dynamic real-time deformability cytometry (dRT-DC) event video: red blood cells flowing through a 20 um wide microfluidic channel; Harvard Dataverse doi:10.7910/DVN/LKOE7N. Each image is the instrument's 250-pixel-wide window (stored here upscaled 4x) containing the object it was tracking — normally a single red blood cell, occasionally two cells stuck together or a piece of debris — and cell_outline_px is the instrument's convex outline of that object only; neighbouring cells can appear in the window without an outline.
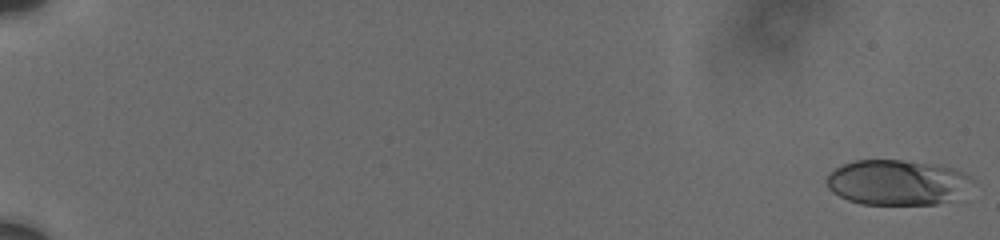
{"species": "human", "species_latin": "Homo sapiens", "temperature_condition": "cold", "stored_images_in_passage": 53, "camera_frame_rate_fps": 3000, "um_per_image_px": 0.085, "donor": {"sex": "male"}, "frame": {"image": 1, "passage_image": 1, "time_ms": 0.0, "image_size_px": [1000, 240], "cell_outline_px": [[972, 180], [944, 200], [936, 204], [860, 204], [848, 200], [832, 192], [828, 188], [824, 180], [828, 172], [852, 160], [900, 160], [940, 164], [964, 172]], "centroid_in_image_um": [76.07, 15.47], "position_along_channel_um": 8.9, "area_um2": 37.63}}
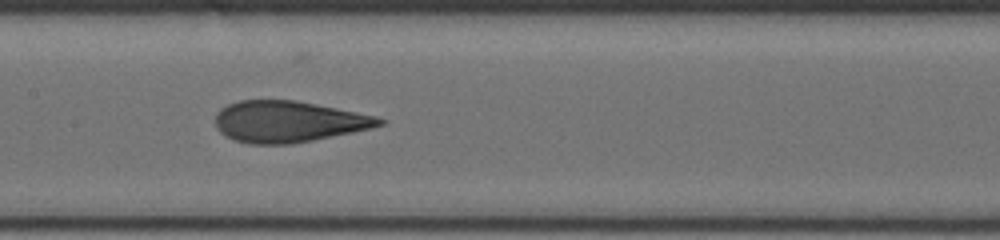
{"frame": {"image": 2, "passage_image": 30, "time_ms": 10.333, "image_size_px": [1000, 240], "cell_outline_px": [[388, 120], [384, 124], [372, 128], [292, 144], [248, 144], [232, 140], [224, 136], [216, 128], [216, 112], [220, 108], [228, 104], [240, 100], [296, 100], [376, 116]], "centroid_in_image_um": [24.48, 10.34], "position_along_channel_um": 182.9, "area_um2": 39.59}}
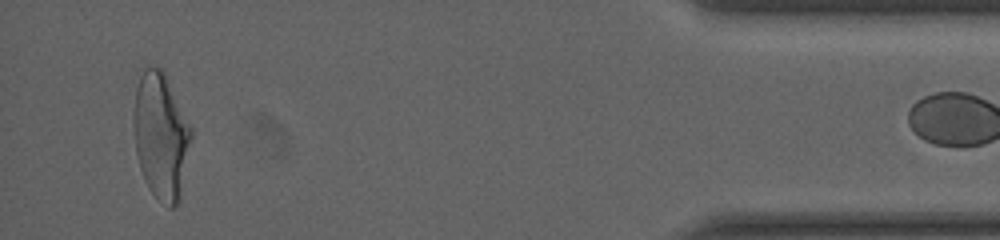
{"frame": {"image": 3, "passage_image": 51, "time_ms": 18.333, "image_size_px": [1000, 240], "cell_outline_px": [[192, 136], [180, 196], [176, 204], [172, 208], [168, 208], [148, 188], [144, 180], [140, 168], [136, 152], [136, 88], [140, 76], [144, 68], [160, 68], [164, 72], [192, 128]], "centroid_in_image_um": [13.71, 11.58], "position_along_channel_um": 421.5, "area_um2": 41.15}}